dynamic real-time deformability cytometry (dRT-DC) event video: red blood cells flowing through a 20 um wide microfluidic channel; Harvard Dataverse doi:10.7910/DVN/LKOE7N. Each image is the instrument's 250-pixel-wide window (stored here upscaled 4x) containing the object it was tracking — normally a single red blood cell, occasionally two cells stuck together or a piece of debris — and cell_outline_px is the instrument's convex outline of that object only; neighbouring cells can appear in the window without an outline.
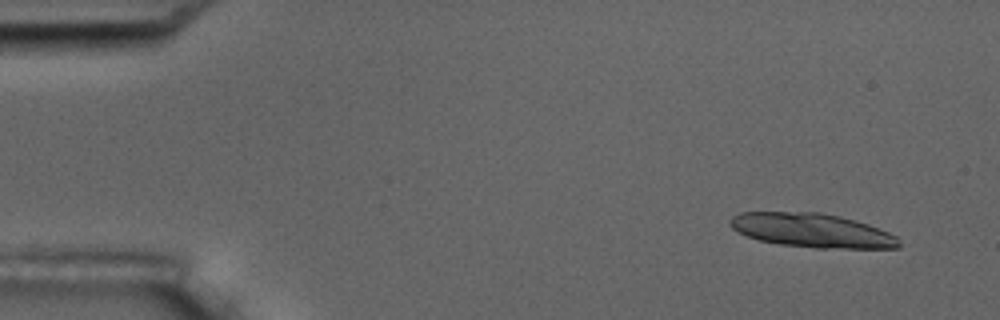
{"species": "common noctule bat (a hibernating species)", "species_latin": "Nyctalus noctula", "temperature_condition": "room temperature", "stored_images_in_passage": 8, "camera_frame_rate_fps": 3000, "um_per_image_px": 0.085, "animal": {"sex": "male", "body_mass_g": 17.5, "forearm_length_mm": 52.3}, "frame": {"image": 1, "passage_image": 1, "time_ms": 0.0, "image_size_px": [1000, 320], "cell_outline_px": [[900, 248], [816, 248], [780, 244], [760, 240], [736, 232], [728, 224], [728, 220], [732, 216], [740, 212], [820, 212], [840, 216], [856, 220], [868, 224], [888, 232], [896, 236], [900, 244]], "centroid_in_image_um": [68.99, 19.58], "position_along_channel_um": 16.0, "area_um2": 33.58}}